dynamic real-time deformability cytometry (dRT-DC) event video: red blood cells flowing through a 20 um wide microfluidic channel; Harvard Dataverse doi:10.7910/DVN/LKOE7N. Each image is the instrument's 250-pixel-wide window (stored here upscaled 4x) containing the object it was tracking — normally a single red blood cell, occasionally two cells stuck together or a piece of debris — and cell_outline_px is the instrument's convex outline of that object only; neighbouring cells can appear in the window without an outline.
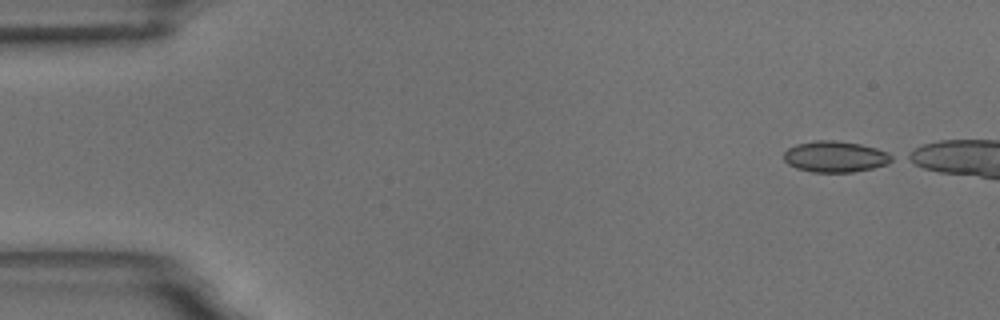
{"species": "common noctule bat (a hibernating species)", "species_latin": "Nyctalus noctula", "temperature_condition": "room temperature", "stored_images_in_passage": 3, "camera_frame_rate_fps": 3000, "um_per_image_px": 0.085, "animal": {"sex": "male", "body_mass_g": 18.8}, "frame": {"image": 1, "passage_image": 1, "time_ms": 0.0, "image_size_px": [1000, 320], "cell_outline_px": [[896, 160], [888, 164], [872, 168], [852, 172], [812, 172], [796, 168], [788, 164], [784, 160], [784, 152], [788, 148], [796, 144], [816, 140], [836, 140], [860, 144], [876, 148], [888, 152], [896, 156]], "centroid_in_image_um": [71.04, 13.31], "position_along_channel_um": 14.0, "area_um2": 19.83}}